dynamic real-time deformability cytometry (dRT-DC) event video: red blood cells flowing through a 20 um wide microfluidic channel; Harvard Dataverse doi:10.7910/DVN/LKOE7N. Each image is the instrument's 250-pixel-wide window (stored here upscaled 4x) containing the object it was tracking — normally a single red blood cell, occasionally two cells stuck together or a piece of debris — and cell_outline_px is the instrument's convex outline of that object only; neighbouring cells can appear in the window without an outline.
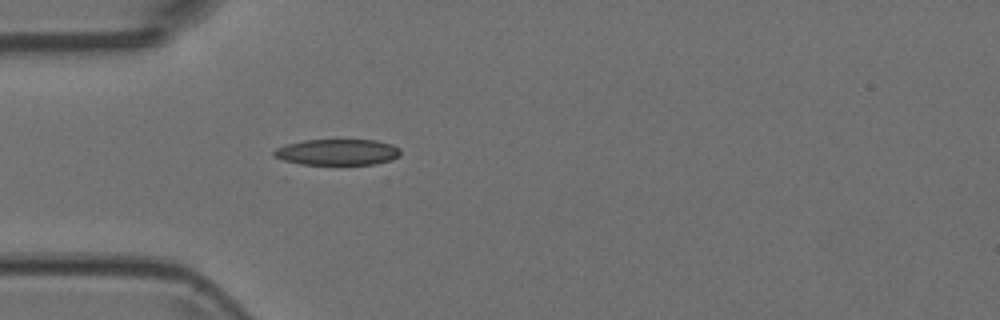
{"species": "Egyptian fruit bat (a non-hibernating species)", "species_latin": "Rousettus aegyptiacus", "temperature_condition": "room temperature", "stored_images_in_passage": 1, "camera_frame_rate_fps": 3000, "um_per_image_px": 0.085, "animal": {"sex": "female"}, "frame": {"image": 1, "passage_image": 1, "time_ms": 0.0, "image_size_px": [1000, 320], "cell_outline_px": [[400, 156], [392, 160], [376, 164], [300, 164], [284, 160], [276, 156], [272, 152], [276, 148], [288, 144], [304, 140], [376, 140], [392, 144], [400, 148]], "centroid_in_image_um": [28.73, 12.93], "position_along_channel_um": 56.3, "area_um2": 19.13}}